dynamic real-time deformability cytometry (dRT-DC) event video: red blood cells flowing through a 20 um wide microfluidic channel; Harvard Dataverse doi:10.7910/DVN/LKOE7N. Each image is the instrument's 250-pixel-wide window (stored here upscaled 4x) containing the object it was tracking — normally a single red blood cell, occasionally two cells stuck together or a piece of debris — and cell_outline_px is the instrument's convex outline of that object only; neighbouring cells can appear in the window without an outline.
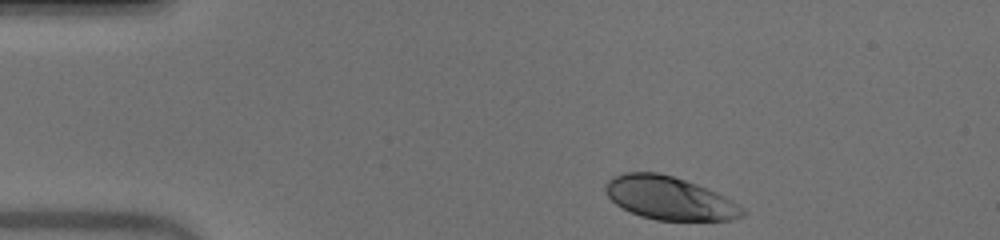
{"species": "human", "species_latin": "Homo sapiens", "temperature_condition": "warm", "stored_images_in_passage": 40, "camera_frame_rate_fps": 3000, "um_per_image_px": 0.085, "donor": {"sex": "male"}, "frame": {"image": 1, "passage_image": 1, "time_ms": 0.0, "image_size_px": [1000, 240], "cell_outline_px": [[744, 216], [732, 220], [656, 220], [640, 216], [616, 204], [608, 196], [604, 188], [608, 180], [612, 176], [624, 172], [656, 172], [672, 176], [696, 184], [716, 192], [732, 200], [744, 208]], "centroid_in_image_um": [56.9, 16.84], "position_along_channel_um": 28.1, "area_um2": 34.28}}
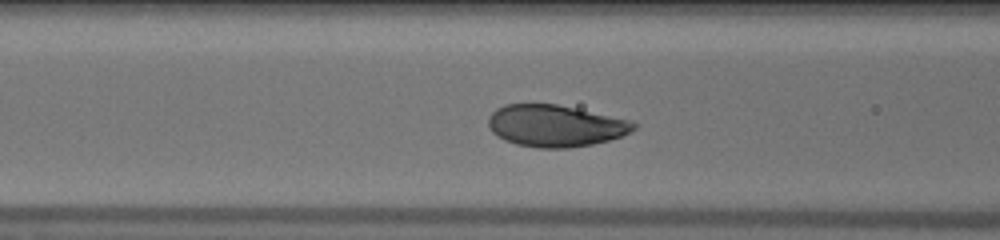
{"frame": {"image": 2, "passage_image": 13, "time_ms": 4.0, "image_size_px": [1000, 240], "cell_outline_px": [[640, 124], [632, 132], [608, 140], [592, 144], [568, 148], [536, 148], [516, 144], [504, 140], [496, 136], [492, 132], [488, 124], [488, 116], [496, 108], [504, 104], [556, 104], [576, 108], [632, 120]], "centroid_in_image_um": [47.21, 10.69], "position_along_channel_um": 119.4, "area_um2": 35.72}}
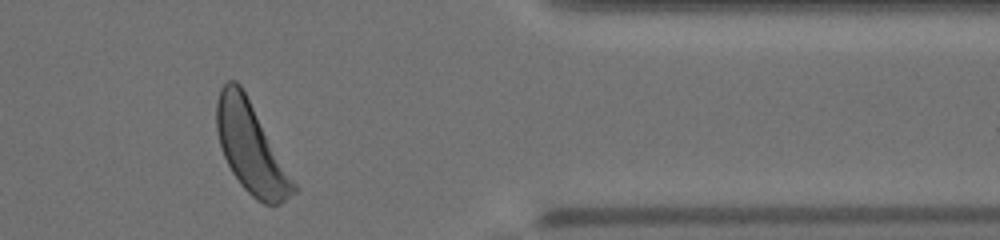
{"frame": {"image": 3, "passage_image": 35, "time_ms": 11.333, "image_size_px": [1000, 240], "cell_outline_px": [[296, 192], [280, 204], [264, 204], [256, 200], [240, 184], [232, 172], [220, 148], [216, 132], [216, 100], [220, 88], [228, 80], [236, 80], [240, 84], [296, 184]], "centroid_in_image_um": [21.29, 12.57], "position_along_channel_um": 390.1, "area_um2": 39.77}, "authors_computed_cell_mechanics": {"area_um2": 36.125, "velocity_mm_per_s": 3.9637, "shape_relaxation_time_tau1_ms": 1.6971, "shape_relaxation_time_tau2_ms": null, "deformation_change_tau1": 0.1281, "deformation_change_tau2": null}}